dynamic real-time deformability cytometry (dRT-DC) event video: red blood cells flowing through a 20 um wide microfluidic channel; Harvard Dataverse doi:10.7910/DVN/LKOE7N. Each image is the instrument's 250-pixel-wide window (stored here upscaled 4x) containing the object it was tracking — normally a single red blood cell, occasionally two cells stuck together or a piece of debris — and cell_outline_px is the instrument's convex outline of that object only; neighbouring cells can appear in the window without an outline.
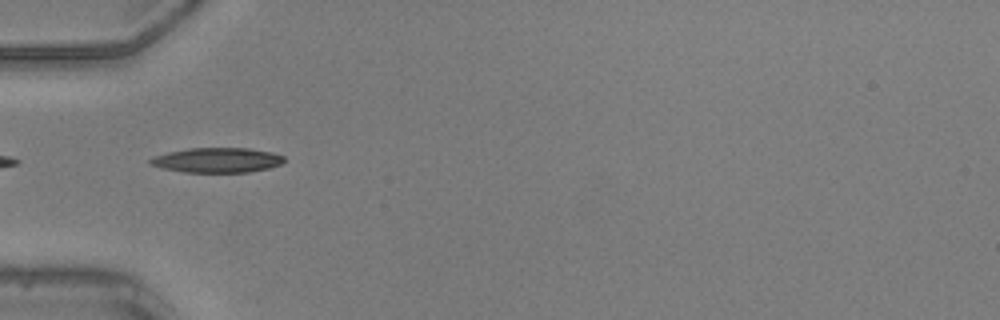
{"species": "common noctule bat (a hibernating species)", "species_latin": "Nyctalus noctula", "temperature_condition": "warm", "stored_images_in_passage": 29, "camera_frame_rate_fps": 3000, "um_per_image_px": 0.085, "animal": {"sex": "male", "body_mass_g": 20.5, "forearm_length_mm": 52.5}, "frame": {"image": 1, "passage_image": 1, "time_ms": 0.0, "image_size_px": [1000, 320], "cell_outline_px": [[284, 160], [280, 164], [268, 168], [248, 172], [184, 172], [160, 168], [148, 164], [148, 160], [156, 156], [168, 152], [188, 148], [248, 148], [272, 152], [284, 156]], "centroid_in_image_um": [18.42, 13.61], "position_along_channel_um": 66.6, "area_um2": 19.36}}
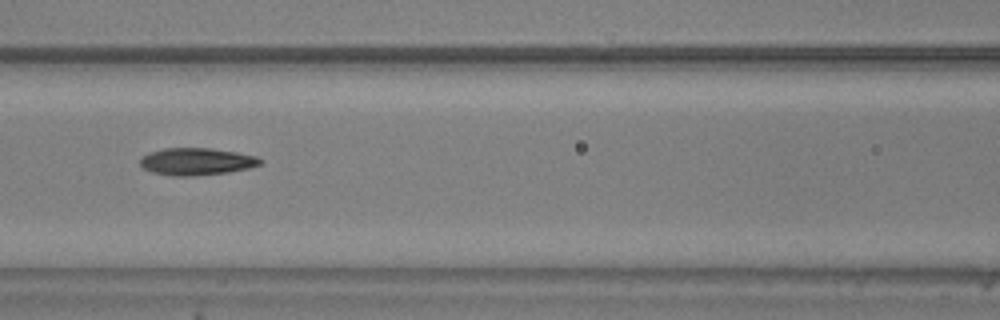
{"frame": {"image": 2, "passage_image": 7, "time_ms": 2.0, "image_size_px": [1000, 320], "cell_outline_px": [[264, 160], [260, 164], [248, 168], [228, 172], [192, 176], [172, 176], [152, 172], [144, 168], [140, 164], [140, 156], [148, 152], [164, 148], [212, 148], [236, 152], [256, 156]], "centroid_in_image_um": [16.68, 13.72], "position_along_channel_um": 149.9, "area_um2": 19.13}, "authors_computed_cell_mechanics": {"area_um2": 18.785, "velocity_mm_per_s": 4.186, "shape_relaxation_time_tau1_ms": 4.7425, "shape_relaxation_time_tau2_ms": 2.9268, "deformation_change_tau1": 0.1981, "deformation_change_tau2": 0.0953}}